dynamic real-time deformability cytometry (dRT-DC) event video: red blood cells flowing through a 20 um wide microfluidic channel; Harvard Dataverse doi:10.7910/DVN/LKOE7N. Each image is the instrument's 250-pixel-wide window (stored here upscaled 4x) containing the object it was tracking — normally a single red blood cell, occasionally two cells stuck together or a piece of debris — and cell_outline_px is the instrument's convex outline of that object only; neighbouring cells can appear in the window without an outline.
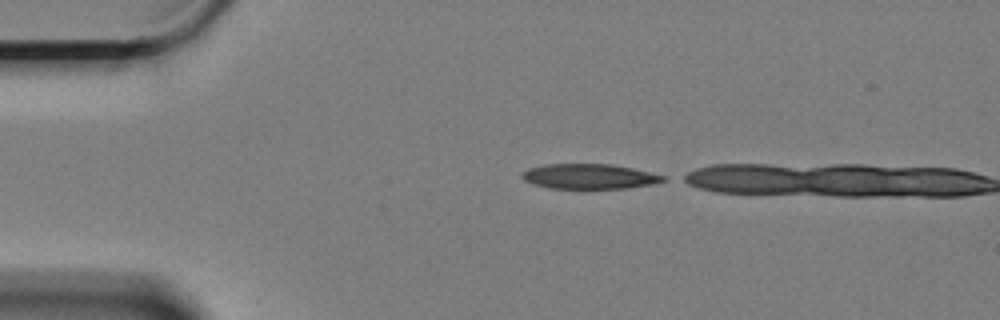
{"species": "Egyptian fruit bat (a non-hibernating species)", "species_latin": "Rousettus aegyptiacus", "temperature_condition": "cold", "stored_images_in_passage": 2, "camera_frame_rate_fps": 3000, "um_per_image_px": 0.085, "animal": {"sex": "female"}, "frame": {"image": 1, "passage_image": 1, "time_ms": 0.0, "image_size_px": [1000, 320], "cell_outline_px": [[668, 180], [652, 184], [628, 188], [548, 188], [532, 184], [524, 180], [520, 176], [528, 168], [544, 164], [612, 164], [632, 168], [668, 176]], "centroid_in_image_um": [50.11, 14.99], "position_along_channel_um": 34.9, "area_um2": 20.69}}